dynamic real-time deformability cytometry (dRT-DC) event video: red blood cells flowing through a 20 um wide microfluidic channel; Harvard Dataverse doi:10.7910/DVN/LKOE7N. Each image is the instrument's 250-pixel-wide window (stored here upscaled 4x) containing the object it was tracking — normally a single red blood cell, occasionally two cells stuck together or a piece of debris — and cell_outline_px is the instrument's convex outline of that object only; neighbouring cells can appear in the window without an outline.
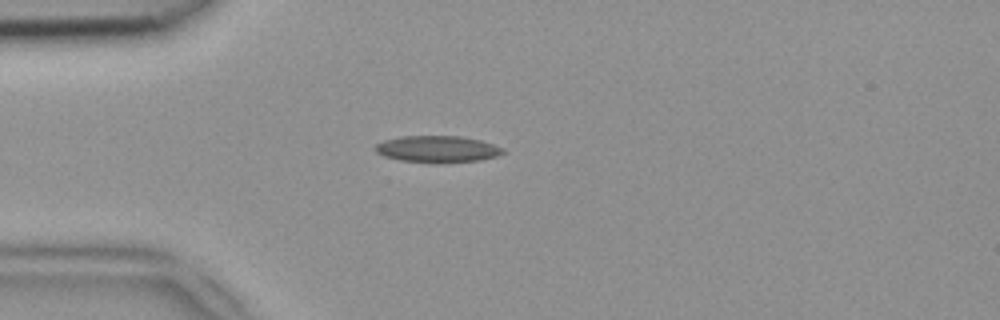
{"species": "common noctule bat (a hibernating species)", "species_latin": "Nyctalus noctula", "temperature_condition": "room temperature", "stored_images_in_passage": 36, "camera_frame_rate_fps": 3000, "um_per_image_px": 0.085, "animal": {"sex": "female", "body_mass_g": 18.4}, "frame": {"image": 1, "passage_image": 3, "time_ms": 0.667, "image_size_px": [1000, 320], "cell_outline_px": [[508, 152], [496, 156], [480, 160], [432, 164], [400, 160], [384, 156], [376, 152], [372, 148], [376, 144], [384, 140], [400, 136], [460, 136], [480, 140], [504, 148]], "centroid_in_image_um": [37.17, 12.68], "position_along_channel_um": 47.8, "area_um2": 20.17}}
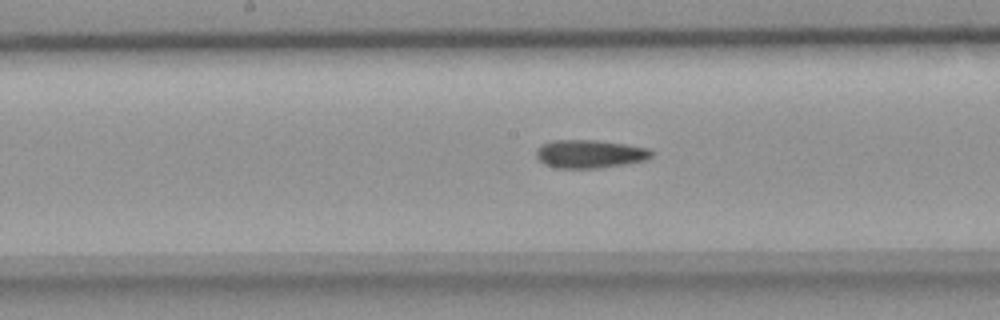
{"frame": {"image": 2, "passage_image": 15, "time_ms": 4.667, "image_size_px": [1000, 320], "cell_outline_px": [[656, 152], [652, 156], [644, 160], [624, 164], [600, 168], [556, 168], [544, 164], [536, 156], [536, 148], [552, 140], [596, 140], [624, 144], [648, 148]], "centroid_in_image_um": [50.13, 13.08], "position_along_channel_um": 198.1, "area_um2": 18.96}}
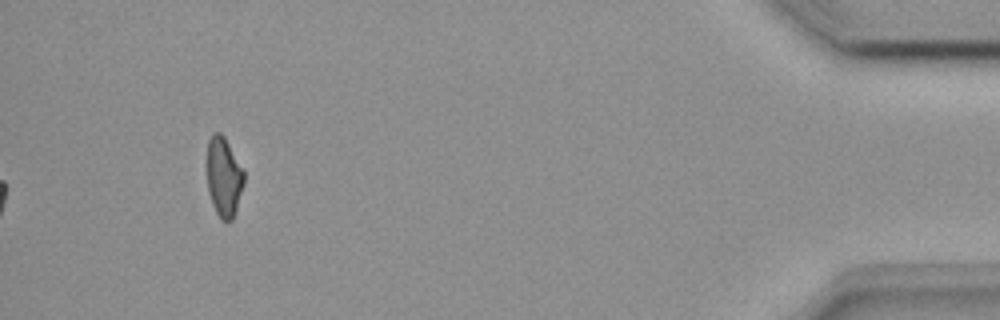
{"frame": {"image": 3, "passage_image": 36, "time_ms": 11.667, "image_size_px": [1000, 320], "cell_outline_px": [[244, 184], [232, 220], [220, 220], [212, 204], [208, 192], [204, 164], [208, 140], [212, 132], [220, 132], [224, 136], [244, 168]], "centroid_in_image_um": [18.97, 14.97], "position_along_channel_um": 416.2, "area_um2": 17.92}}